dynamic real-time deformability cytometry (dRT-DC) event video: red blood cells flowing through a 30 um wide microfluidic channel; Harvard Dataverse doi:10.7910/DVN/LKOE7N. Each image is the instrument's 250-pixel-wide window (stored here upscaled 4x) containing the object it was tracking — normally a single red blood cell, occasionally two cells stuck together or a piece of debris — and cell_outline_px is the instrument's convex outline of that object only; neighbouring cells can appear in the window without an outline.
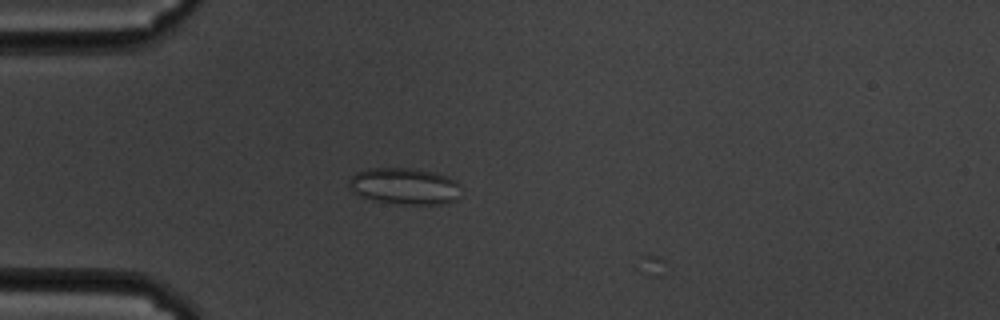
{"species": "common noctule bat (a hibernating species)", "species_latin": "Nyctalus noctula", "temperature_condition": "cold", "stored_images_in_passage": 5, "camera_frame_rate_fps": 3000, "um_per_image_px": 0.085, "animal": {"sex": "male", "body_mass_g": 19.5, "forearm_length_mm": 54.6}, "frame": {"image": 1, "passage_image": 4, "time_ms": 1.0, "image_size_px": [1000, 320], "cell_outline_px": [[460, 184], [452, 200], [440, 204], [400, 204], [376, 200], [360, 196], [352, 192], [348, 188], [348, 180], [356, 172], [368, 168], [412, 168], [436, 172], [448, 176], [456, 180]], "centroid_in_image_um": [34.31, 15.8], "position_along_channel_um": 50.7, "area_um2": 23.76}}